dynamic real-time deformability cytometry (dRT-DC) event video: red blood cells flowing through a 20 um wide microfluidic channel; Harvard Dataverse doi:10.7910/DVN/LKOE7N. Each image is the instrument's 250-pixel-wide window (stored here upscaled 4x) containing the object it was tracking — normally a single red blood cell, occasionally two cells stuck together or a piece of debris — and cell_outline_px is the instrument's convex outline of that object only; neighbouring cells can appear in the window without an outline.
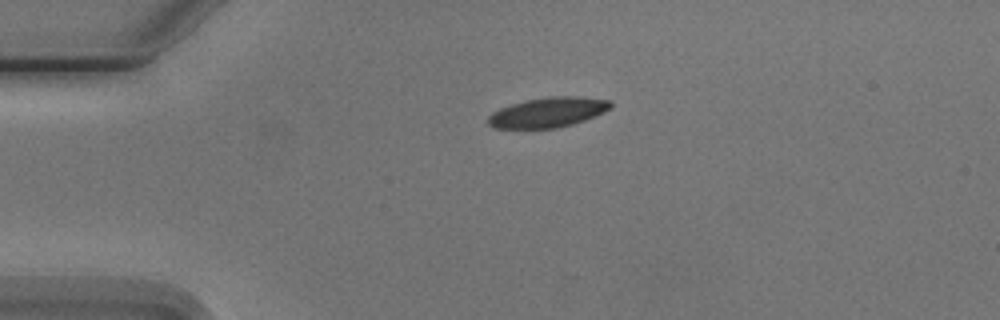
{"species": "Egyptian fruit bat (a non-hibernating species)", "species_latin": "Rousettus aegyptiacus", "temperature_condition": "cold", "stored_images_in_passage": 2, "camera_frame_rate_fps": 3000, "um_per_image_px": 0.085, "animal": {"sex": "male"}, "frame": {"image": 1, "passage_image": 1, "time_ms": 0.0, "image_size_px": [1000, 320], "cell_outline_px": [[612, 108], [604, 112], [584, 120], [572, 124], [556, 128], [492, 128], [488, 124], [488, 116], [492, 112], [500, 108], [524, 100], [552, 96], [580, 96], [608, 100], [612, 104]], "centroid_in_image_um": [46.56, 9.54], "position_along_channel_um": 38.4, "area_um2": 21.39}}